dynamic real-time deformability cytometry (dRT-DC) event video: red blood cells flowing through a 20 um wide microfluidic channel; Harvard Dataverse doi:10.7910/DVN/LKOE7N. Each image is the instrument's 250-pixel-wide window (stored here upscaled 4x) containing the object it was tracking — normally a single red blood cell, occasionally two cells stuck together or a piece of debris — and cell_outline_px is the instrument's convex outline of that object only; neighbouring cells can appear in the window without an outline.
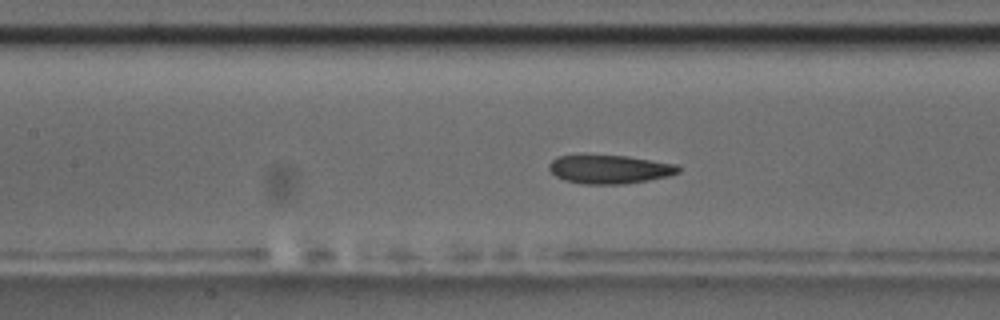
{"species": "common noctule bat (a hibernating species)", "species_latin": "Nyctalus noctula", "temperature_condition": "room temperature", "stored_images_in_passage": 57, "camera_frame_rate_fps": 3000, "um_per_image_px": 0.085, "animal": {"sex": "male", "body_mass_g": 17.5, "forearm_length_mm": 52.3}, "frame": {"image": 1, "passage_image": 25, "time_ms": 8.0, "image_size_px": [1000, 320], "cell_outline_px": [[680, 172], [668, 176], [648, 180], [624, 184], [580, 184], [564, 180], [556, 176], [548, 168], [548, 164], [556, 156], [580, 152], [584, 152], [628, 156], [676, 164], [680, 168]], "centroid_in_image_um": [51.72, 14.34], "position_along_channel_um": 155.7, "area_um2": 22.54}, "authors_computed_cell_mechanics": {"area_um2": 22.4264, "velocity_mm_per_s": 3.6065, "shape_relaxation_time_tau1_ms": 3.607, "shape_relaxation_time_tau2_ms": 1.6053, "deformation_change_tau1": 0.128, "deformation_change_tau2": 0.0547}}